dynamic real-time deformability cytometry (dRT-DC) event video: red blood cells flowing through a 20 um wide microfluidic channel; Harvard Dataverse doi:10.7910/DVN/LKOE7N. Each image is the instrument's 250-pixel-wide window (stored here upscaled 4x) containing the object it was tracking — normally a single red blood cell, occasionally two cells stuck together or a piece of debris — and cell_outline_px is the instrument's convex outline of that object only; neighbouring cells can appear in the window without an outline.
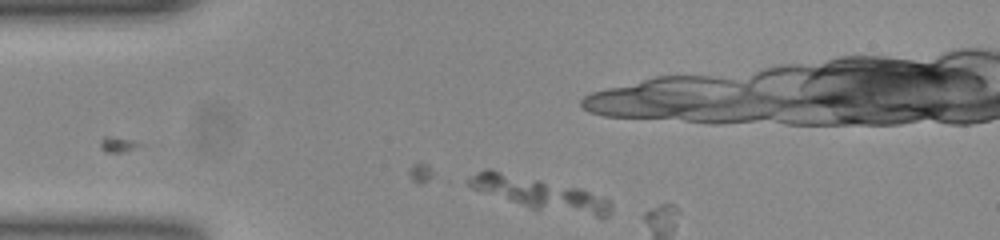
{"species": "common noctule bat (a hibernating species)", "species_latin": "Nyctalus noctula", "temperature_condition": "room temperature", "stored_images_in_passage": 2, "camera_frame_rate_fps": 3000, "um_per_image_px": 0.085, "animal": {"sex": "female", "body_mass_g": 23.0, "forearm_length_mm": 53.4}, "frame": {"image": 1, "passage_image": 2, "time_ms": 0.333, "image_size_px": [1000, 240], "cell_outline_px": [[612, 212], [608, 216], [596, 216], [532, 208], [472, 188], [464, 180], [476, 172], [488, 168], [492, 168], [580, 188], [608, 200], [612, 204]], "centroid_in_image_um": [45.82, 16.4], "position_along_channel_um": 39.2, "area_um2": 26.3}}